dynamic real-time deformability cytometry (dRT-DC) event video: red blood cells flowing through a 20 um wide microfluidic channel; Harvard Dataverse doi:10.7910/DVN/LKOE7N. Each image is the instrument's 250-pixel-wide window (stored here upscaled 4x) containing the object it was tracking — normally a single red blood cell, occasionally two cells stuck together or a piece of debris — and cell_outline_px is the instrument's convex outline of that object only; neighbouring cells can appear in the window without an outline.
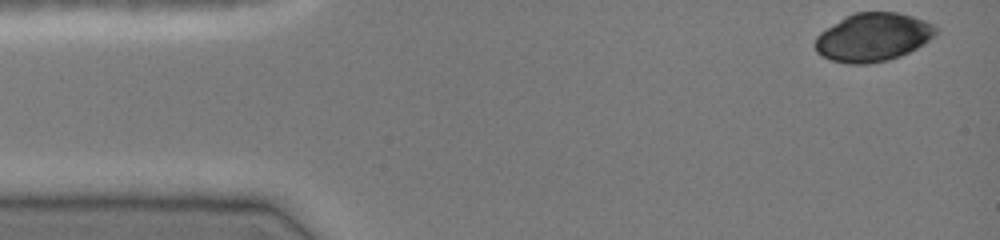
{"species": "common noctule bat (a hibernating species)", "species_latin": "Nyctalus noctula", "temperature_condition": "cold", "stored_images_in_passage": 41, "camera_frame_rate_fps": 3000, "um_per_image_px": 0.085, "animal": {"sex": "female", "body_mass_g": 19.0, "forearm_length_mm": 51.5}, "frame": {"image": 1, "passage_image": 1, "time_ms": 0.0, "image_size_px": [1000, 240], "cell_outline_px": [[940, 28], [924, 44], [900, 56], [888, 60], [868, 64], [848, 64], [832, 60], [820, 56], [816, 52], [816, 36], [820, 32], [844, 16], [856, 12], [896, 12], [912, 16], [936, 24]], "centroid_in_image_um": [74.2, 3.16], "position_along_channel_um": 10.8, "area_um2": 34.16}}
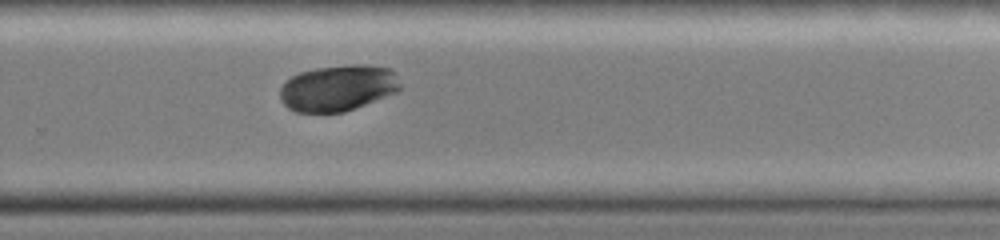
{"frame": {"image": 2, "passage_image": 30, "time_ms": 9.667, "image_size_px": [1000, 240], "cell_outline_px": [[404, 88], [396, 92], [344, 112], [296, 112], [288, 108], [280, 100], [280, 88], [292, 76], [300, 72], [316, 68], [352, 64], [364, 64], [392, 68], [396, 72]], "centroid_in_image_um": [28.78, 7.46], "position_along_channel_um": 301.0, "area_um2": 32.54}}
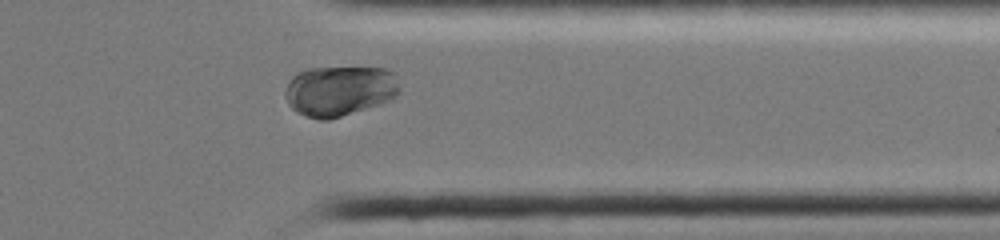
{"frame": {"image": 3, "passage_image": 36, "time_ms": 11.667, "image_size_px": [1000, 240], "cell_outline_px": [[400, 92], [396, 96], [388, 100], [328, 120], [320, 120], [304, 116], [296, 112], [288, 104], [284, 96], [284, 88], [288, 80], [292, 76], [308, 68], [384, 68], [392, 72], [400, 88]], "centroid_in_image_um": [28.79, 7.71], "position_along_channel_um": 382.6, "area_um2": 33.35}}